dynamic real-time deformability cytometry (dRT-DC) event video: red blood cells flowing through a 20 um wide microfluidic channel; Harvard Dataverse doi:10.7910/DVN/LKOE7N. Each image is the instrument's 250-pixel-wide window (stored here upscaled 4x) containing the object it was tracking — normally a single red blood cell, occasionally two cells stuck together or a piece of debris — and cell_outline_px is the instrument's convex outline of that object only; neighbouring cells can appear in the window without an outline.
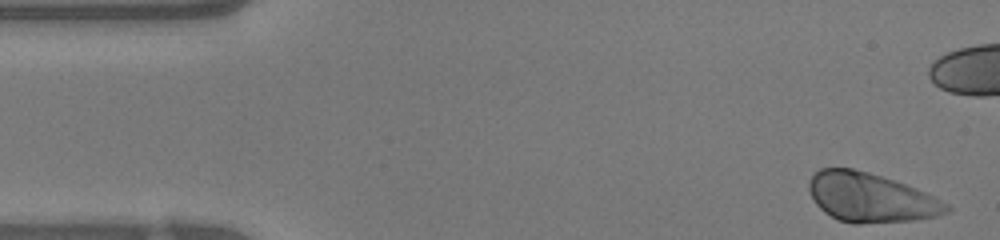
{"species": "human", "species_latin": "Homo sapiens", "temperature_condition": "warm", "stored_images_in_passage": 37, "camera_frame_rate_fps": 3000, "um_per_image_px": 0.085, "donor": {"sex": "female"}, "frame": {"image": 1, "passage_image": 1, "time_ms": 0.0, "image_size_px": [1000, 240], "cell_outline_px": [[952, 208], [948, 212], [936, 216], [916, 220], [860, 224], [852, 224], [840, 220], [824, 212], [816, 204], [808, 188], [808, 180], [820, 168], [852, 168], [868, 172], [916, 188], [948, 204]], "centroid_in_image_um": [73.99, 16.8], "position_along_channel_um": 11.0, "area_um2": 39.19}}
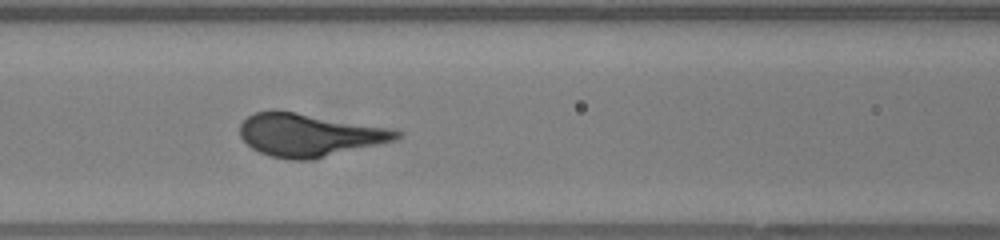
{"frame": {"image": 2, "passage_image": 18, "time_ms": 5.667, "image_size_px": [1000, 240], "cell_outline_px": [[404, 136], [396, 140], [312, 160], [292, 160], [272, 156], [260, 152], [252, 148], [240, 136], [240, 124], [248, 116], [256, 112], [272, 108], [276, 108], [396, 128], [404, 132]], "centroid_in_image_um": [26.35, 11.43], "position_along_channel_um": 140.2, "area_um2": 40.11}}
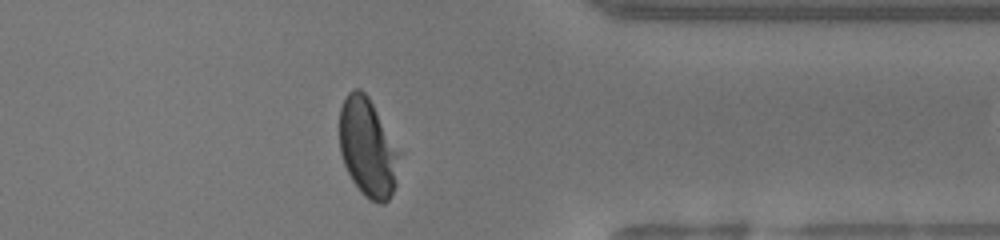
{"frame": {"image": 3, "passage_image": 36, "time_ms": 11.667, "image_size_px": [1000, 240], "cell_outline_px": [[404, 152], [396, 184], [388, 200], [384, 204], [380, 204], [364, 196], [360, 192], [352, 180], [344, 164], [340, 152], [340, 108], [348, 92], [352, 88], [360, 88], [368, 96]], "centroid_in_image_um": [31.33, 12.55], "position_along_channel_um": 380.1, "area_um2": 35.49}}